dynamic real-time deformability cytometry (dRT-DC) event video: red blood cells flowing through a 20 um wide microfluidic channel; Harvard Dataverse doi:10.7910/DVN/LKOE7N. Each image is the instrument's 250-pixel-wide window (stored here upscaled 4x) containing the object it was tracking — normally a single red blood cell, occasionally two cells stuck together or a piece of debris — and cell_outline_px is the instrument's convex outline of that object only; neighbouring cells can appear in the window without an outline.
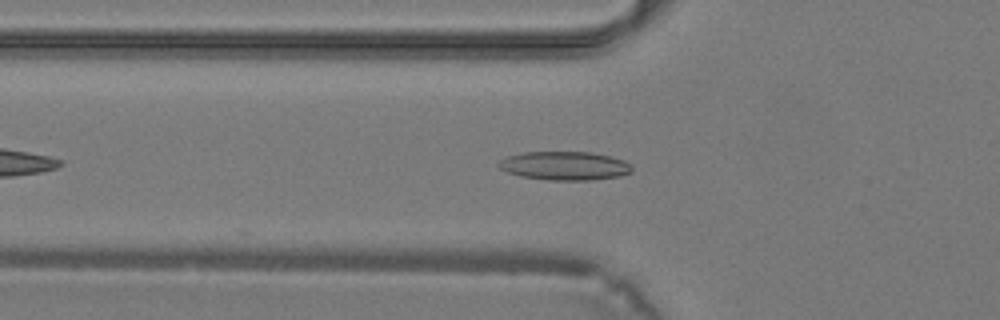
{"species": "common noctule bat (a hibernating species)", "species_latin": "Nyctalus noctula", "temperature_condition": "warm", "stored_images_in_passage": 29, "camera_frame_rate_fps": 3000, "um_per_image_px": 0.085, "animal": {"sex": "male", "body_mass_g": 19.2, "forearm_length_mm": 51.8}, "frame": {"image": 1, "passage_image": 6, "time_ms": 1.667, "image_size_px": [1000, 320], "cell_outline_px": [[632, 172], [620, 176], [592, 180], [548, 180], [520, 176], [508, 172], [500, 168], [496, 164], [500, 160], [508, 156], [524, 152], [592, 152], [624, 160], [632, 164]], "centroid_in_image_um": [48.01, 14.09], "position_along_channel_um": 77.8, "area_um2": 22.31}}
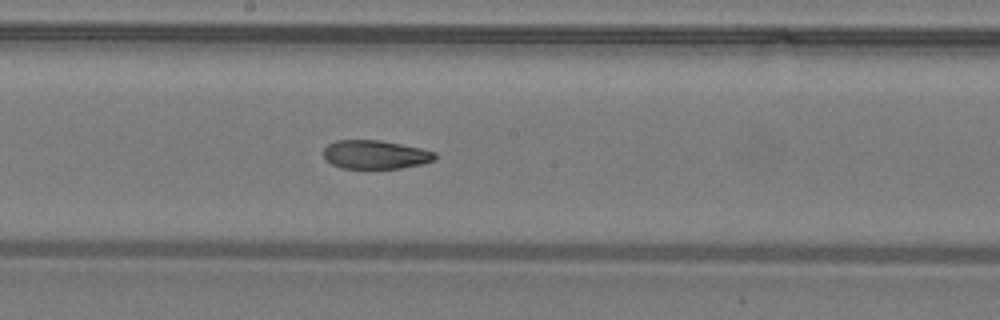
{"frame": {"image": 2, "passage_image": 14, "time_ms": 4.333, "image_size_px": [1000, 320], "cell_outline_px": [[436, 160], [420, 164], [400, 168], [340, 168], [332, 164], [324, 156], [324, 148], [328, 144], [336, 140], [380, 140], [420, 148], [436, 152]], "centroid_in_image_um": [31.91, 13.13], "position_along_channel_um": 216.3, "area_um2": 18.5}}
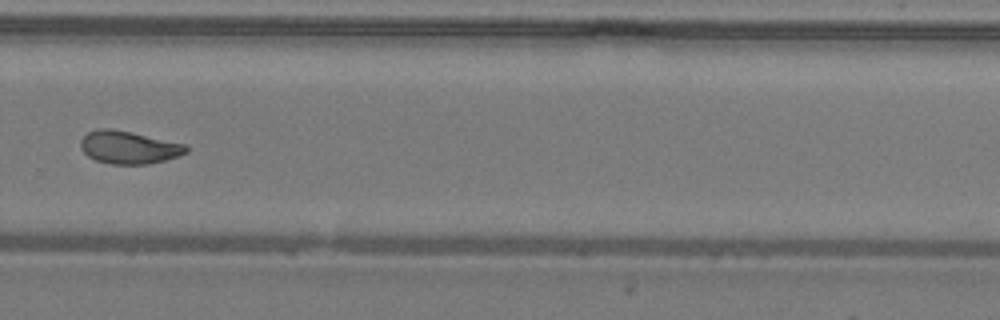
{"frame": {"image": 3, "passage_image": 20, "time_ms": 6.333, "image_size_px": [1000, 320], "cell_outline_px": [[188, 152], [180, 156], [148, 164], [112, 164], [96, 160], [88, 156], [80, 148], [80, 140], [88, 132], [100, 128], [112, 128], [132, 132], [184, 144], [188, 148]], "centroid_in_image_um": [10.93, 12.52], "position_along_channel_um": 318.9, "area_um2": 20.11}}